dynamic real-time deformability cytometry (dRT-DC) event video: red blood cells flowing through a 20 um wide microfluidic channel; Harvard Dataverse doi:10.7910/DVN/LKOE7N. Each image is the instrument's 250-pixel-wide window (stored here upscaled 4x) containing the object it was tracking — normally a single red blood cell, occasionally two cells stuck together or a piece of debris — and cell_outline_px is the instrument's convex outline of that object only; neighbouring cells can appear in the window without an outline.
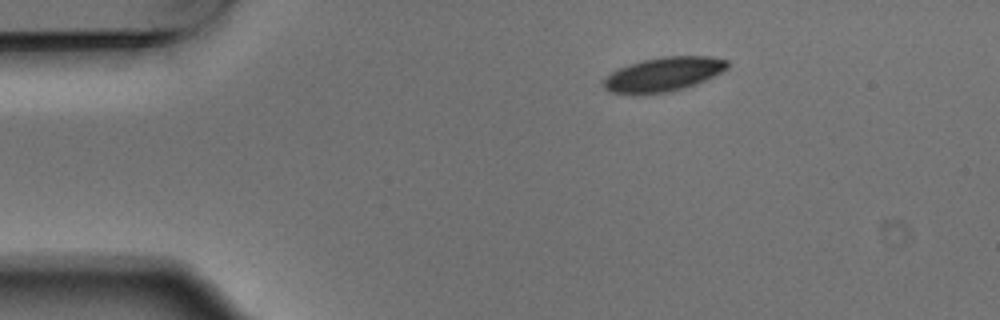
{"species": "Egyptian fruit bat (a non-hibernating species)", "species_latin": "Rousettus aegyptiacus", "temperature_condition": "warm", "stored_images_in_passage": 5, "camera_frame_rate_fps": 3000, "um_per_image_px": 0.085, "animal": {"sex": "male"}, "frame": {"image": 1, "passage_image": 1, "time_ms": 0.0, "image_size_px": [1000, 320], "cell_outline_px": [[732, 64], [728, 68], [696, 84], [684, 88], [668, 92], [612, 92], [604, 88], [604, 76], [620, 68], [644, 60], [664, 56], [708, 56], [728, 60]], "centroid_in_image_um": [56.46, 6.28], "position_along_channel_um": 28.5, "area_um2": 23.99}}
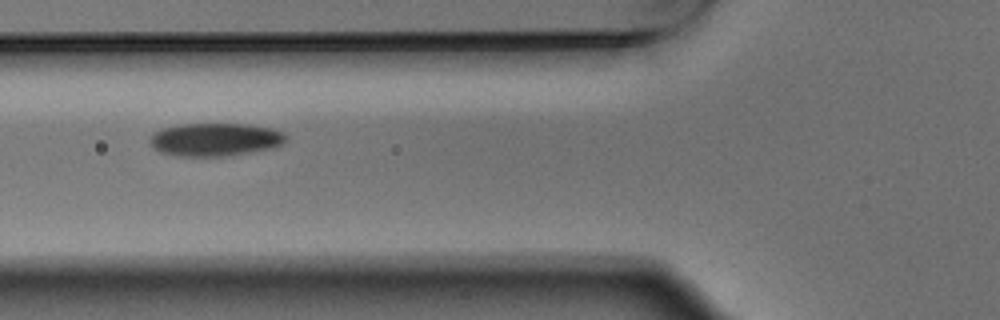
{"frame": {"image": 2, "passage_image": 4, "time_ms": 1.0, "image_size_px": [1000, 320], "cell_outline_px": [[288, 140], [284, 144], [272, 148], [252, 152], [224, 156], [176, 156], [160, 152], [152, 148], [148, 140], [152, 132], [160, 128], [180, 124], [248, 124], [272, 128], [284, 132], [288, 136]], "centroid_in_image_um": [18.28, 11.85], "position_along_channel_um": 107.5, "area_um2": 26.76}}
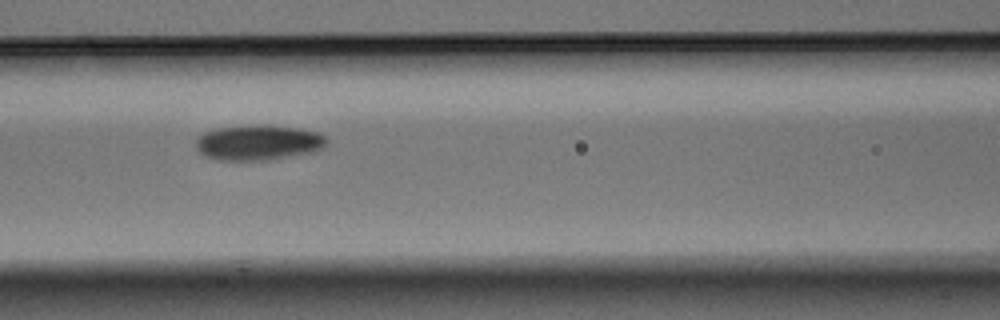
{"frame": {"image": 3, "passage_image": 5, "time_ms": 1.333, "image_size_px": [1000, 320], "cell_outline_px": [[328, 144], [316, 152], [268, 160], [220, 160], [204, 156], [196, 148], [196, 140], [204, 132], [220, 128], [260, 124], [264, 124], [296, 128], [316, 132], [324, 136], [328, 140]], "centroid_in_image_um": [21.99, 12.12], "position_along_channel_um": 144.6, "area_um2": 26.93}}